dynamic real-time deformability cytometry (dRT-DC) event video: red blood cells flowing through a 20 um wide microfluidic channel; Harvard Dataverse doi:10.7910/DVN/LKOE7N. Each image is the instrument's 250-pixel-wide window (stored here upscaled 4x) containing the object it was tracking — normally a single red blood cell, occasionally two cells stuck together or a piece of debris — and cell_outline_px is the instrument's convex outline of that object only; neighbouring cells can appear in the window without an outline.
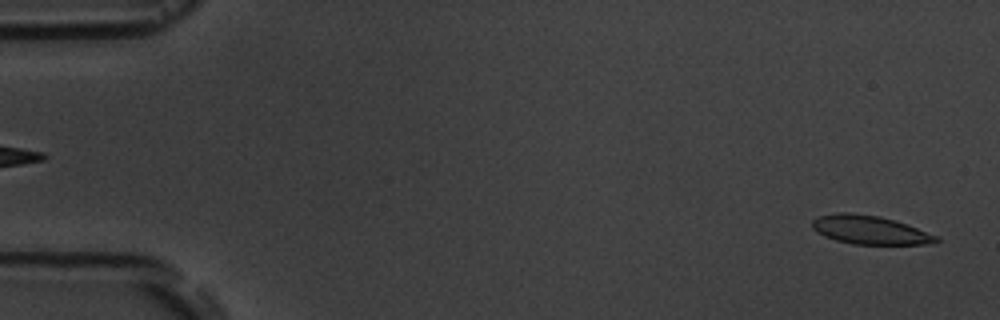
{"species": "common noctule bat (a hibernating species)", "species_latin": "Nyctalus noctula", "temperature_condition": "room temperature", "stored_images_in_passage": 6, "segment_of_instrument_passage": [2, 2], "camera_frame_rate_fps": 3000, "um_per_image_px": 0.085, "animal": {"sex": "male", "body_mass_g": 19.5, "forearm_length_mm": 54.6}, "frame": {"image": 1, "passage_image": 6, "time_ms": 5.333, "image_size_px": [1000, 320], "cell_outline_px": [[940, 240], [936, 244], [852, 244], [836, 240], [824, 236], [816, 232], [812, 228], [812, 220], [820, 216], [840, 212], [852, 212], [880, 216], [896, 220], [908, 224], [940, 236]], "centroid_in_image_um": [73.99, 19.54], "position_along_channel_um": 11.0, "area_um2": 21.04}}